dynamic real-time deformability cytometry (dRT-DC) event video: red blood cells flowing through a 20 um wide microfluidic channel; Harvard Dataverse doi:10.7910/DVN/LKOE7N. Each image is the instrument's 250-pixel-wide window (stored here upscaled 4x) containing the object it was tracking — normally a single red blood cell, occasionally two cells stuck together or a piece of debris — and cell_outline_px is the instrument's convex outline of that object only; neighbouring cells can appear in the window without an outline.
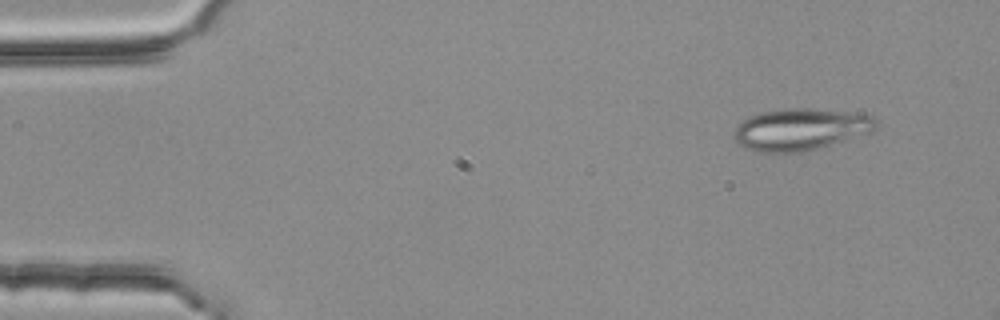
{"species": "common noctule bat (a hibernating species)", "species_latin": "Nyctalus noctula", "temperature_condition": "room temperature", "stored_images_in_passage": 3, "camera_frame_rate_fps": 3000, "um_per_image_px": 0.085, "animal": {"sex": "female", "body_mass_g": 25.1}, "frame": {"image": 1, "passage_image": 1, "time_ms": 0.0, "image_size_px": [1000, 320], "cell_outline_px": [[876, 128], [872, 132], [804, 152], [756, 152], [744, 148], [732, 136], [736, 128], [748, 116], [760, 112], [784, 108], [808, 108], [844, 112], [876, 116]], "centroid_in_image_um": [68.02, 11.0], "position_along_channel_um": 17.0, "area_um2": 34.51}}